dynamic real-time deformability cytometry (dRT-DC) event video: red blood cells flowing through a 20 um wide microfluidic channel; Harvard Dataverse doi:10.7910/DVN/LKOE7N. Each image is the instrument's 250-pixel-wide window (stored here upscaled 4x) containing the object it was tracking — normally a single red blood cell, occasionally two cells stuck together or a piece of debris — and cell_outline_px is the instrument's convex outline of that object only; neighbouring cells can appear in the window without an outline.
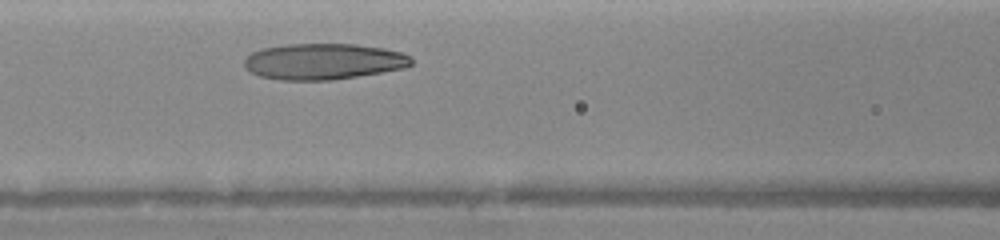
{"species": "human", "species_latin": "Homo sapiens", "temperature_condition": "warm", "stored_images_in_passage": 6, "camera_frame_rate_fps": 3000, "um_per_image_px": 0.085, "donor": {"sex": "female"}, "frame": {"image": 1, "passage_image": 5, "time_ms": 1.667, "image_size_px": [1000, 240], "cell_outline_px": [[412, 64], [404, 68], [332, 80], [280, 80], [260, 76], [244, 68], [244, 56], [252, 52], [264, 48], [288, 44], [356, 44], [384, 48], [400, 52], [412, 56]], "centroid_in_image_um": [27.48, 5.22], "position_along_channel_um": 139.1, "area_um2": 35.14}}